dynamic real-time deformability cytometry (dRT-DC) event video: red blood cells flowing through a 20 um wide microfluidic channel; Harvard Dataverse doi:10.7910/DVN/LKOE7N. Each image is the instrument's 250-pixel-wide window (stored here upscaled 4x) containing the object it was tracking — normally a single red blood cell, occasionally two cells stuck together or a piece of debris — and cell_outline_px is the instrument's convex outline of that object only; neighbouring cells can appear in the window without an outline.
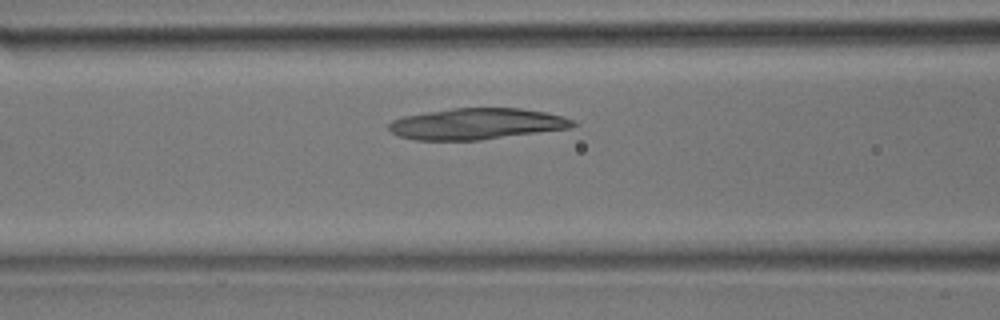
{"species": "common noctule bat (a hibernating species)", "species_latin": "Nyctalus noctula", "temperature_condition": "room temperature", "stored_images_in_passage": 30, "camera_frame_rate_fps": 3000, "um_per_image_px": 0.085, "animal": {"sex": "male", "body_mass_g": 17.9}, "frame": {"image": 1, "passage_image": 11, "time_ms": 3.333, "image_size_px": [1000, 320], "cell_outline_px": [[576, 124], [568, 128], [480, 140], [416, 140], [400, 136], [392, 132], [388, 128], [388, 124], [392, 120], [404, 116], [452, 108], [520, 108], [544, 112], [564, 116], [572, 120]], "centroid_in_image_um": [40.49, 10.52], "position_along_channel_um": 126.1, "area_um2": 33.12}}
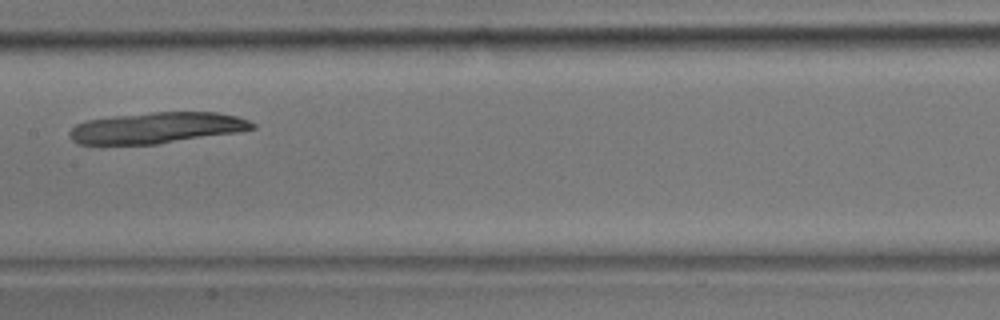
{"frame": {"image": 2, "passage_image": 15, "time_ms": 4.667, "image_size_px": [1000, 320], "cell_outline_px": [[256, 128], [236, 132], [156, 144], [80, 144], [72, 140], [68, 136], [68, 132], [76, 124], [88, 120], [112, 116], [152, 112], [216, 112], [236, 116], [248, 120], [256, 124]], "centroid_in_image_um": [13.3, 10.86], "position_along_channel_um": 194.1, "area_um2": 32.89}}